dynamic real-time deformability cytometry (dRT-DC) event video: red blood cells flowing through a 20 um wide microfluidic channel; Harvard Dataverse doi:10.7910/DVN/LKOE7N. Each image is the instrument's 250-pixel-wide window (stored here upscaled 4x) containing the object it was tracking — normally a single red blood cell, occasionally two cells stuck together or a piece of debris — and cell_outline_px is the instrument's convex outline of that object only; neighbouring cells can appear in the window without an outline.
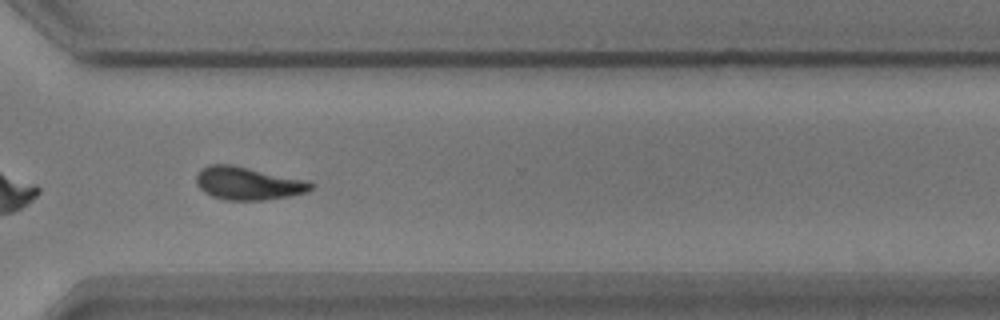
{"species": "common noctule bat (a hibernating species)", "species_latin": "Nyctalus noctula", "temperature_condition": "warm", "stored_images_in_passage": 35, "camera_frame_rate_fps": 3000, "um_per_image_px": 0.085, "animal": {"sex": "male", "body_mass_g": 17.9}, "frame": {"image": 1, "passage_image": 25, "time_ms": 8.0, "image_size_px": [1000, 320], "cell_outline_px": [[316, 184], [308, 192], [288, 196], [264, 200], [224, 200], [212, 196], [204, 192], [196, 184], [196, 176], [204, 168], [212, 164], [232, 164], [308, 180]], "centroid_in_image_um": [21.12, 15.59], "position_along_channel_um": 349.5, "area_um2": 22.08}, "authors_computed_cell_mechanics": {"area_um2": 21.6172, "velocity_mm_per_s": 3.6795, "shape_relaxation_time_tau1_ms": 7.0203, "shape_relaxation_time_tau2_ms": 3.4765, "deformation_change_tau1": 0.1672, "deformation_change_tau2": 0.1026}}